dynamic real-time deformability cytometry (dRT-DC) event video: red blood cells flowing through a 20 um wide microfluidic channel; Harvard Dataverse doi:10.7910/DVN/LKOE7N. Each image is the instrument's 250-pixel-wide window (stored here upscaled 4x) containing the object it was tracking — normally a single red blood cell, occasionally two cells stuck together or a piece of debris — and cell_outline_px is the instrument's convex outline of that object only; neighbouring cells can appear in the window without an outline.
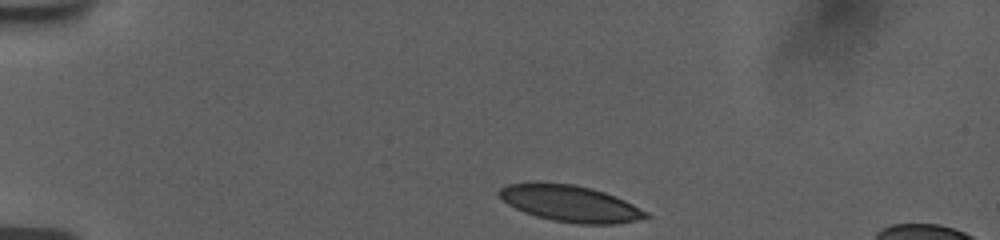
{"species": "human", "species_latin": "Homo sapiens", "temperature_condition": "room temperature", "stored_images_in_passage": 44, "camera_frame_rate_fps": 3000, "um_per_image_px": 0.085, "donor": {"sex": "female"}, "frame": {"image": 1, "passage_image": 1, "time_ms": 0.0, "image_size_px": [1000, 240], "cell_outline_px": [[652, 216], [636, 220], [616, 224], [576, 224], [552, 220], [536, 216], [524, 212], [508, 204], [496, 192], [500, 188], [508, 184], [576, 184], [592, 188], [604, 192], [624, 200], [648, 212]], "centroid_in_image_um": [48.51, 17.32], "position_along_channel_um": 36.5, "area_um2": 30.63}}
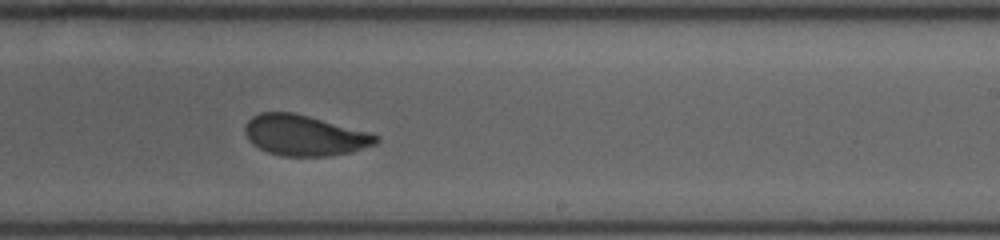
{"frame": {"image": 2, "passage_image": 24, "time_ms": 7.667, "image_size_px": [1000, 240], "cell_outline_px": [[380, 140], [376, 144], [352, 152], [324, 156], [280, 156], [268, 152], [252, 144], [248, 140], [244, 132], [244, 128], [248, 120], [252, 116], [260, 112], [292, 112], [372, 132], [380, 136]], "centroid_in_image_um": [25.9, 11.5], "position_along_channel_um": 263.1, "area_um2": 31.27}}
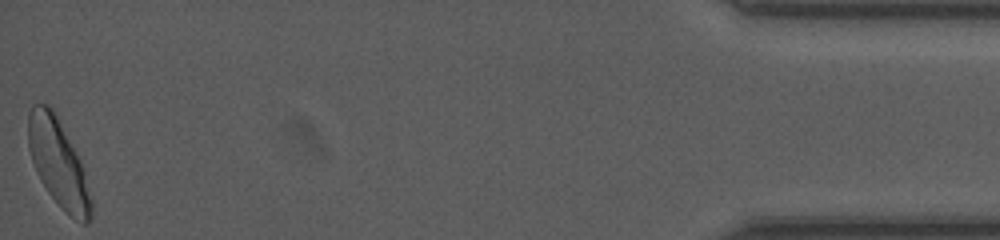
{"frame": {"image": 3, "passage_image": 44, "time_ms": 14.333, "image_size_px": [1000, 240], "cell_outline_px": [[92, 220], [88, 224], [84, 224], [76, 220], [64, 212], [48, 192], [40, 180], [32, 160], [28, 148], [28, 112], [32, 104], [48, 104], [52, 108], [76, 152], [80, 160], [92, 200]], "centroid_in_image_um": [4.95, 13.9], "position_along_channel_um": 430.2, "area_um2": 31.96}, "authors_computed_cell_mechanics": {"area_um2": 31.3565, "velocity_mm_per_s": 3.7506, "shape_relaxation_time_tau1_ms": 4.3492, "shape_relaxation_time_tau2_ms": 0.7094, "deformation_change_tau1": 0.1397, "deformation_change_tau2": 0.0554}}